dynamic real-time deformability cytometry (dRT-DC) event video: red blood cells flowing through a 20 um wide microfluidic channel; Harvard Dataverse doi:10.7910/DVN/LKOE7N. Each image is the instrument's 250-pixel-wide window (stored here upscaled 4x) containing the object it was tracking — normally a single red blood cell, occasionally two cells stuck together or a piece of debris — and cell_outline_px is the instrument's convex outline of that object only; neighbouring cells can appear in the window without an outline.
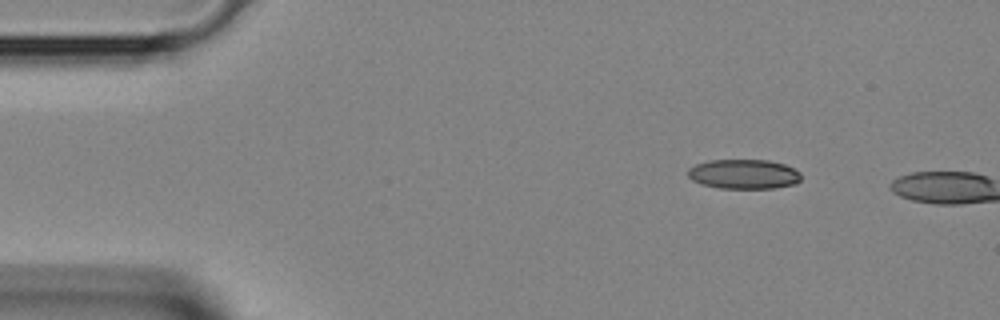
{"species": "Egyptian fruit bat (a non-hibernating species)", "species_latin": "Rousettus aegyptiacus", "temperature_condition": "room temperature", "stored_images_in_passage": 2, "camera_frame_rate_fps": 3000, "um_per_image_px": 0.085, "animal": {"sex": "female"}, "frame": {"image": 1, "passage_image": 1, "time_ms": 0.0, "image_size_px": [1000, 320], "cell_outline_px": [[800, 180], [796, 184], [776, 188], [720, 188], [704, 184], [692, 180], [688, 176], [688, 168], [696, 164], [708, 160], [768, 160], [784, 164], [800, 172]], "centroid_in_image_um": [63.23, 14.79], "position_along_channel_um": 21.8, "area_um2": 19.48}}